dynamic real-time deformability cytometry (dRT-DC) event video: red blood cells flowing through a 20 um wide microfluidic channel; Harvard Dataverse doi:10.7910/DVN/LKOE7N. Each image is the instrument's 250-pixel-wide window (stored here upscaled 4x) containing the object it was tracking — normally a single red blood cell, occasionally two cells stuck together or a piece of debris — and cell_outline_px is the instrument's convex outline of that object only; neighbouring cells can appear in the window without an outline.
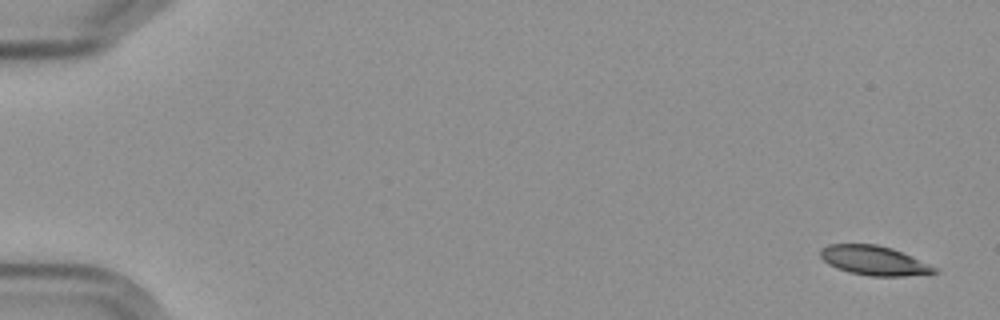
{"species": "Egyptian fruit bat (a non-hibernating species)", "species_latin": "Rousettus aegyptiacus", "temperature_condition": "cold", "stored_images_in_passage": 15, "camera_frame_rate_fps": 3000, "um_per_image_px": 0.085, "frame": {"image": 1, "passage_image": 1, "time_ms": 0.0, "image_size_px": [1000, 320], "cell_outline_px": [[940, 272], [904, 276], [872, 276], [852, 272], [836, 268], [828, 264], [820, 256], [820, 248], [828, 244], [876, 244], [892, 248], [940, 268]], "centroid_in_image_um": [74.32, 22.14], "position_along_channel_um": 10.7, "area_um2": 19.54}}
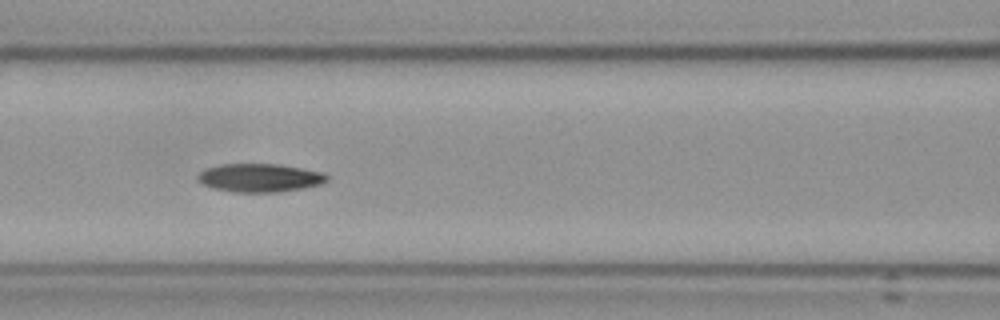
{"frame": {"image": 2, "passage_image": 7, "time_ms": 8.0, "image_size_px": [1000, 320], "cell_outline_px": [[328, 180], [320, 184], [300, 188], [276, 192], [232, 192], [216, 188], [204, 184], [196, 180], [196, 176], [204, 168], [220, 164], [280, 164], [324, 172], [328, 176]], "centroid_in_image_um": [22.06, 15.1], "position_along_channel_um": 144.5, "area_um2": 21.33}}
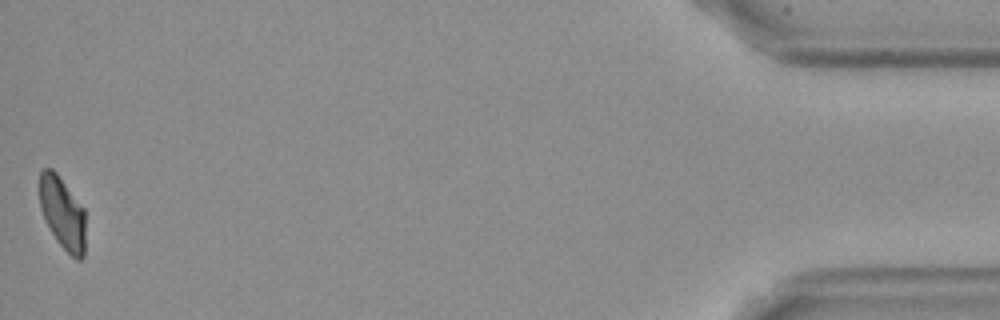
{"frame": {"image": 3, "passage_image": 15, "time_ms": 18.333, "image_size_px": [1000, 320], "cell_outline_px": [[84, 256], [80, 260], [76, 260], [56, 240], [40, 208], [40, 172], [44, 168], [52, 168], [56, 172], [84, 208]], "centroid_in_image_um": [5.31, 18.1], "position_along_channel_um": 429.9, "area_um2": 19.02}}